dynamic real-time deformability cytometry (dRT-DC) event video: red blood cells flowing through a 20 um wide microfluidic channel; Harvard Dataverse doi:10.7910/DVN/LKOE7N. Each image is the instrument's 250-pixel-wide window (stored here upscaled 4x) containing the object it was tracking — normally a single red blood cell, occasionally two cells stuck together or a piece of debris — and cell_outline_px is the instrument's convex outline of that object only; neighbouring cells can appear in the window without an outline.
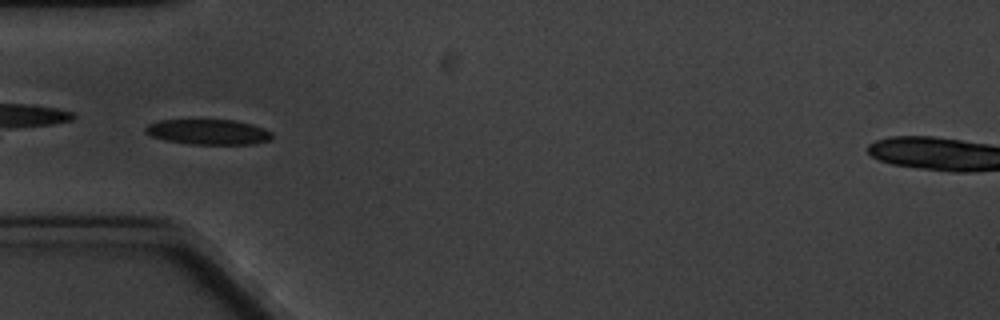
{"species": "common noctule bat (a hibernating species)", "species_latin": "Nyctalus noctula", "temperature_condition": "cold", "stored_images_in_passage": 5, "camera_frame_rate_fps": 3000, "um_per_image_px": 0.085, "animal": {"sex": "male", "body_mass_g": 20.1, "forearm_length_mm": 53.5}, "frame": {"image": 1, "passage_image": 5, "time_ms": 4.667, "image_size_px": [1000, 320], "cell_outline_px": [[272, 140], [256, 144], [188, 144], [164, 140], [152, 136], [144, 132], [144, 128], [148, 124], [160, 120], [232, 120], [252, 124], [264, 128], [272, 132]], "centroid_in_image_um": [17.72, 11.22], "position_along_channel_um": 67.3, "area_um2": 18.79}}